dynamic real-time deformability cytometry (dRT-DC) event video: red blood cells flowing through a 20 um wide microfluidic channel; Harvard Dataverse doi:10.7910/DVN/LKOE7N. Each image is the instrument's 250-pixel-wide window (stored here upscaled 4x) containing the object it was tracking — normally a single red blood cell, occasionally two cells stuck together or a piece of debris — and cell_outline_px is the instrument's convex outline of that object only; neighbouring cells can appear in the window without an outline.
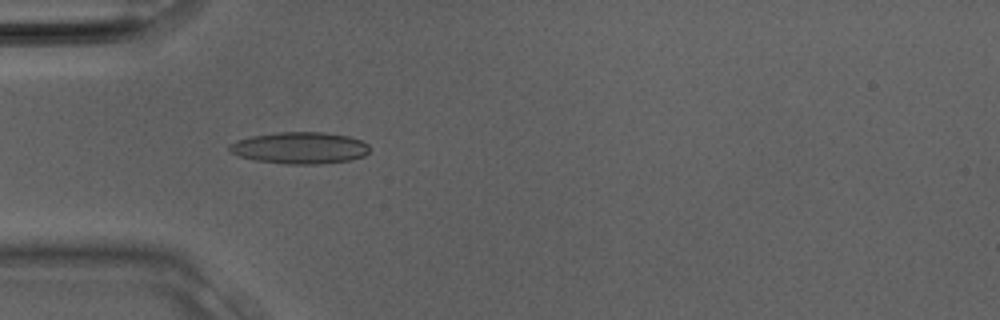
{"species": "Egyptian fruit bat (a non-hibernating species)", "species_latin": "Rousettus aegyptiacus", "temperature_condition": "room temperature", "stored_images_in_passage": 7, "camera_frame_rate_fps": 3000, "um_per_image_px": 0.085, "animal": {"sex": "male"}, "frame": {"image": 1, "passage_image": 5, "time_ms": 1.333, "image_size_px": [1000, 320], "cell_outline_px": [[368, 152], [364, 156], [348, 160], [320, 164], [284, 164], [256, 160], [240, 156], [228, 152], [228, 144], [236, 140], [252, 136], [276, 132], [324, 132], [348, 136], [360, 140], [368, 144]], "centroid_in_image_um": [25.44, 12.57], "position_along_channel_um": 59.6, "area_um2": 25.95}}